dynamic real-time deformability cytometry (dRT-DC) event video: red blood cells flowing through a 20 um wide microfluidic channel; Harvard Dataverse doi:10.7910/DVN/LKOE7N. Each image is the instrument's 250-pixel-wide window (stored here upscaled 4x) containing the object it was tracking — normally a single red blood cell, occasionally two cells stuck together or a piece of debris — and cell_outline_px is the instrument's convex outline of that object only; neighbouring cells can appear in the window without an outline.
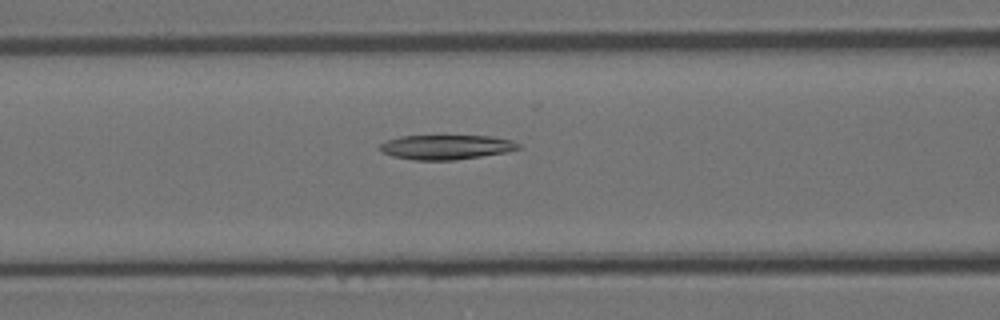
{"species": "Egyptian fruit bat (a non-hibernating species)", "species_latin": "Rousettus aegyptiacus", "temperature_condition": "room temperature", "stored_images_in_passage": 39, "segment_of_instrument_passage": [1, 2], "camera_frame_rate_fps": 3000, "um_per_image_px": 0.085, "animal": {"sex": "female"}, "frame": {"image": 1, "passage_image": 13, "time_ms": 4.0, "image_size_px": [1000, 320], "cell_outline_px": [[520, 148], [508, 152], [456, 160], [416, 160], [396, 156], [384, 152], [376, 148], [380, 144], [388, 140], [400, 136], [492, 136], [512, 140], [520, 144]], "centroid_in_image_um": [37.97, 12.5], "position_along_channel_um": 128.6, "area_um2": 19.77}}
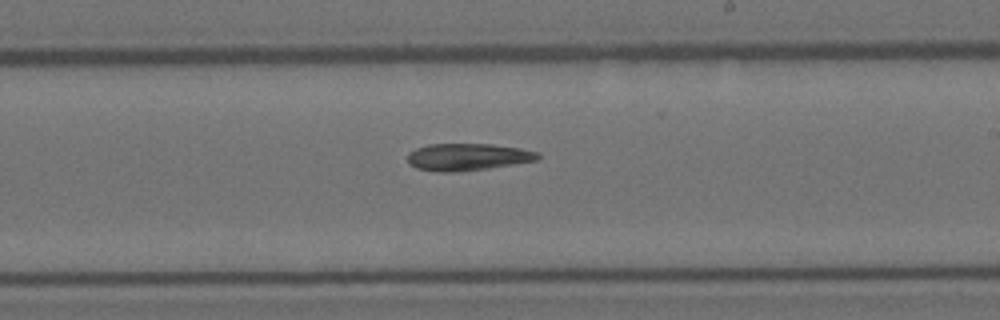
{"frame": {"image": 2, "passage_image": 23, "time_ms": 7.333, "image_size_px": [1000, 320], "cell_outline_px": [[540, 156], [536, 160], [488, 168], [456, 172], [436, 172], [416, 168], [408, 164], [408, 152], [416, 148], [428, 144], [492, 144], [520, 148], [540, 152]], "centroid_in_image_um": [39.71, 13.34], "position_along_channel_um": 249.3, "area_um2": 20.63}}
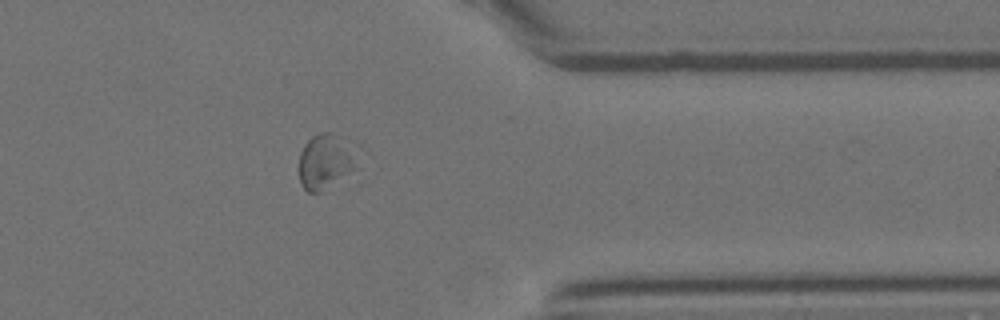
{"frame": {"image": 3, "passage_image": 35, "time_ms": 11.333, "image_size_px": [1000, 320], "cell_outline_px": [[372, 156], [352, 176], [320, 192], [308, 192], [300, 184], [300, 152], [304, 144], [312, 136], [320, 132], [332, 132], [352, 140], [368, 148]], "centroid_in_image_um": [28.04, 13.66], "position_along_channel_um": 383.4, "area_um2": 21.79}}